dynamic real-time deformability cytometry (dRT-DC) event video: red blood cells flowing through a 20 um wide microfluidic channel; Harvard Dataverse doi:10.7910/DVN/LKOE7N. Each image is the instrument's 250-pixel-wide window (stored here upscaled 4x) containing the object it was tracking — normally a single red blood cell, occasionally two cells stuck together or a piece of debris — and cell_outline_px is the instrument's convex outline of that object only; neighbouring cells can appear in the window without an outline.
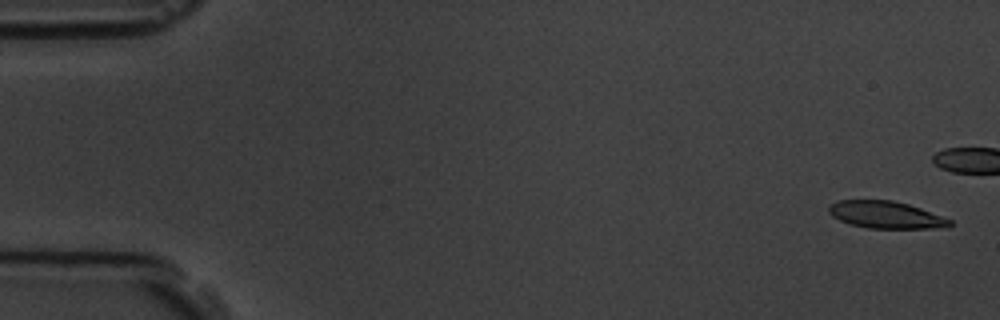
{"species": "common noctule bat (a hibernating species)", "species_latin": "Nyctalus noctula", "temperature_condition": "room temperature", "stored_images_in_passage": 6, "camera_frame_rate_fps": 3000, "um_per_image_px": 0.085, "animal": {"sex": "male", "body_mass_g": 19.5, "forearm_length_mm": 54.6}, "frame": {"image": 1, "passage_image": 1, "time_ms": 0.0, "image_size_px": [1000, 320], "cell_outline_px": [[952, 224], [948, 228], [868, 228], [848, 224], [832, 216], [828, 212], [828, 208], [836, 200], [892, 200], [908, 204], [920, 208], [952, 220]], "centroid_in_image_um": [75.3, 18.26], "position_along_channel_um": 9.7, "area_um2": 19.19}}